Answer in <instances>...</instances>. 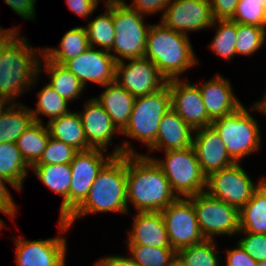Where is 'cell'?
<instances>
[{
  "mask_svg": "<svg viewBox=\"0 0 266 266\" xmlns=\"http://www.w3.org/2000/svg\"><path fill=\"white\" fill-rule=\"evenodd\" d=\"M127 205V155L113 156L100 170L88 196L65 219H59L61 233L68 232L74 222L88 214L117 212L129 214Z\"/></svg>",
  "mask_w": 266,
  "mask_h": 266,
  "instance_id": "cell-1",
  "label": "cell"
},
{
  "mask_svg": "<svg viewBox=\"0 0 266 266\" xmlns=\"http://www.w3.org/2000/svg\"><path fill=\"white\" fill-rule=\"evenodd\" d=\"M162 169L144 155H127V205L137 212H161L177 199Z\"/></svg>",
  "mask_w": 266,
  "mask_h": 266,
  "instance_id": "cell-2",
  "label": "cell"
},
{
  "mask_svg": "<svg viewBox=\"0 0 266 266\" xmlns=\"http://www.w3.org/2000/svg\"><path fill=\"white\" fill-rule=\"evenodd\" d=\"M42 55L43 49L32 47L28 39L20 36L18 31L3 46L0 64V97L12 103H19L16 99L31 90L39 79V64Z\"/></svg>",
  "mask_w": 266,
  "mask_h": 266,
  "instance_id": "cell-3",
  "label": "cell"
},
{
  "mask_svg": "<svg viewBox=\"0 0 266 266\" xmlns=\"http://www.w3.org/2000/svg\"><path fill=\"white\" fill-rule=\"evenodd\" d=\"M194 53L189 36L169 29L162 23L151 24L144 57L157 66L167 81L181 79L180 75L199 62Z\"/></svg>",
  "mask_w": 266,
  "mask_h": 266,
  "instance_id": "cell-4",
  "label": "cell"
},
{
  "mask_svg": "<svg viewBox=\"0 0 266 266\" xmlns=\"http://www.w3.org/2000/svg\"><path fill=\"white\" fill-rule=\"evenodd\" d=\"M211 126L219 134L236 163H241L243 158L261 147L259 124L244 105L230 114L214 119Z\"/></svg>",
  "mask_w": 266,
  "mask_h": 266,
  "instance_id": "cell-5",
  "label": "cell"
},
{
  "mask_svg": "<svg viewBox=\"0 0 266 266\" xmlns=\"http://www.w3.org/2000/svg\"><path fill=\"white\" fill-rule=\"evenodd\" d=\"M165 158H151L162 169L172 191L180 198H188L206 189V176L203 174L193 146L185 149L164 151Z\"/></svg>",
  "mask_w": 266,
  "mask_h": 266,
  "instance_id": "cell-6",
  "label": "cell"
},
{
  "mask_svg": "<svg viewBox=\"0 0 266 266\" xmlns=\"http://www.w3.org/2000/svg\"><path fill=\"white\" fill-rule=\"evenodd\" d=\"M128 141L117 145L105 157L107 151L89 149L78 151L70 162L71 184L69 187V215L85 200L98 173L103 166L113 157L119 155H142L134 150Z\"/></svg>",
  "mask_w": 266,
  "mask_h": 266,
  "instance_id": "cell-7",
  "label": "cell"
},
{
  "mask_svg": "<svg viewBox=\"0 0 266 266\" xmlns=\"http://www.w3.org/2000/svg\"><path fill=\"white\" fill-rule=\"evenodd\" d=\"M171 108L168 83L155 93L136 97L129 122L121 135L136 139L149 149L156 141L160 120Z\"/></svg>",
  "mask_w": 266,
  "mask_h": 266,
  "instance_id": "cell-8",
  "label": "cell"
},
{
  "mask_svg": "<svg viewBox=\"0 0 266 266\" xmlns=\"http://www.w3.org/2000/svg\"><path fill=\"white\" fill-rule=\"evenodd\" d=\"M112 20L115 38L112 44L113 58L116 62L142 58L151 27L144 23V15L132 9L127 3L112 4Z\"/></svg>",
  "mask_w": 266,
  "mask_h": 266,
  "instance_id": "cell-9",
  "label": "cell"
},
{
  "mask_svg": "<svg viewBox=\"0 0 266 266\" xmlns=\"http://www.w3.org/2000/svg\"><path fill=\"white\" fill-rule=\"evenodd\" d=\"M194 205L199 228L204 238L214 240L215 236L236 235L239 233V209L206 191L188 197Z\"/></svg>",
  "mask_w": 266,
  "mask_h": 266,
  "instance_id": "cell-10",
  "label": "cell"
},
{
  "mask_svg": "<svg viewBox=\"0 0 266 266\" xmlns=\"http://www.w3.org/2000/svg\"><path fill=\"white\" fill-rule=\"evenodd\" d=\"M266 179L265 176L255 184L240 163L213 172L206 178L205 191L212 197L220 199L240 209L249 202L253 192Z\"/></svg>",
  "mask_w": 266,
  "mask_h": 266,
  "instance_id": "cell-11",
  "label": "cell"
},
{
  "mask_svg": "<svg viewBox=\"0 0 266 266\" xmlns=\"http://www.w3.org/2000/svg\"><path fill=\"white\" fill-rule=\"evenodd\" d=\"M161 213L171 248L176 252L206 240L199 228L193 202L189 198L178 197Z\"/></svg>",
  "mask_w": 266,
  "mask_h": 266,
  "instance_id": "cell-12",
  "label": "cell"
},
{
  "mask_svg": "<svg viewBox=\"0 0 266 266\" xmlns=\"http://www.w3.org/2000/svg\"><path fill=\"white\" fill-rule=\"evenodd\" d=\"M116 63L115 82L135 98L152 94L163 88L167 80L148 58L128 59Z\"/></svg>",
  "mask_w": 266,
  "mask_h": 266,
  "instance_id": "cell-13",
  "label": "cell"
},
{
  "mask_svg": "<svg viewBox=\"0 0 266 266\" xmlns=\"http://www.w3.org/2000/svg\"><path fill=\"white\" fill-rule=\"evenodd\" d=\"M214 21L209 0H172L161 16L165 27L186 36L210 28Z\"/></svg>",
  "mask_w": 266,
  "mask_h": 266,
  "instance_id": "cell-14",
  "label": "cell"
},
{
  "mask_svg": "<svg viewBox=\"0 0 266 266\" xmlns=\"http://www.w3.org/2000/svg\"><path fill=\"white\" fill-rule=\"evenodd\" d=\"M16 238V266H66L67 241L65 236L44 240H26L24 236Z\"/></svg>",
  "mask_w": 266,
  "mask_h": 266,
  "instance_id": "cell-15",
  "label": "cell"
},
{
  "mask_svg": "<svg viewBox=\"0 0 266 266\" xmlns=\"http://www.w3.org/2000/svg\"><path fill=\"white\" fill-rule=\"evenodd\" d=\"M171 93L172 109L194 130L211 126L197 83L181 79L167 81Z\"/></svg>",
  "mask_w": 266,
  "mask_h": 266,
  "instance_id": "cell-16",
  "label": "cell"
},
{
  "mask_svg": "<svg viewBox=\"0 0 266 266\" xmlns=\"http://www.w3.org/2000/svg\"><path fill=\"white\" fill-rule=\"evenodd\" d=\"M116 63L110 52L90 46L85 52L67 61L64 66L86 88L87 82L101 86L115 82Z\"/></svg>",
  "mask_w": 266,
  "mask_h": 266,
  "instance_id": "cell-17",
  "label": "cell"
},
{
  "mask_svg": "<svg viewBox=\"0 0 266 266\" xmlns=\"http://www.w3.org/2000/svg\"><path fill=\"white\" fill-rule=\"evenodd\" d=\"M192 146L206 177L236 163L230 157L223 140L212 126L195 130Z\"/></svg>",
  "mask_w": 266,
  "mask_h": 266,
  "instance_id": "cell-18",
  "label": "cell"
},
{
  "mask_svg": "<svg viewBox=\"0 0 266 266\" xmlns=\"http://www.w3.org/2000/svg\"><path fill=\"white\" fill-rule=\"evenodd\" d=\"M84 111L78 112L84 128L85 138L92 149H101L106 151L113 136L121 135V132L114 125L112 119L104 108L96 101L90 98L85 101Z\"/></svg>",
  "mask_w": 266,
  "mask_h": 266,
  "instance_id": "cell-19",
  "label": "cell"
},
{
  "mask_svg": "<svg viewBox=\"0 0 266 266\" xmlns=\"http://www.w3.org/2000/svg\"><path fill=\"white\" fill-rule=\"evenodd\" d=\"M208 116L214 120L230 114L243 104L233 92L229 80L220 74L198 85Z\"/></svg>",
  "mask_w": 266,
  "mask_h": 266,
  "instance_id": "cell-20",
  "label": "cell"
},
{
  "mask_svg": "<svg viewBox=\"0 0 266 266\" xmlns=\"http://www.w3.org/2000/svg\"><path fill=\"white\" fill-rule=\"evenodd\" d=\"M194 133L195 130L171 108L160 120L156 141L149 150L164 152L191 147Z\"/></svg>",
  "mask_w": 266,
  "mask_h": 266,
  "instance_id": "cell-21",
  "label": "cell"
},
{
  "mask_svg": "<svg viewBox=\"0 0 266 266\" xmlns=\"http://www.w3.org/2000/svg\"><path fill=\"white\" fill-rule=\"evenodd\" d=\"M126 244L171 247L161 212H136Z\"/></svg>",
  "mask_w": 266,
  "mask_h": 266,
  "instance_id": "cell-22",
  "label": "cell"
},
{
  "mask_svg": "<svg viewBox=\"0 0 266 266\" xmlns=\"http://www.w3.org/2000/svg\"><path fill=\"white\" fill-rule=\"evenodd\" d=\"M103 87L104 91L94 99L104 108L117 129L122 132L129 122L135 97L117 82Z\"/></svg>",
  "mask_w": 266,
  "mask_h": 266,
  "instance_id": "cell-23",
  "label": "cell"
},
{
  "mask_svg": "<svg viewBox=\"0 0 266 266\" xmlns=\"http://www.w3.org/2000/svg\"><path fill=\"white\" fill-rule=\"evenodd\" d=\"M31 169L46 187L63 197L59 219L65 220L69 216L70 164L34 165Z\"/></svg>",
  "mask_w": 266,
  "mask_h": 266,
  "instance_id": "cell-24",
  "label": "cell"
},
{
  "mask_svg": "<svg viewBox=\"0 0 266 266\" xmlns=\"http://www.w3.org/2000/svg\"><path fill=\"white\" fill-rule=\"evenodd\" d=\"M50 137L72 146L77 151L92 149L85 138L84 128L78 112L70 111L47 123Z\"/></svg>",
  "mask_w": 266,
  "mask_h": 266,
  "instance_id": "cell-25",
  "label": "cell"
},
{
  "mask_svg": "<svg viewBox=\"0 0 266 266\" xmlns=\"http://www.w3.org/2000/svg\"><path fill=\"white\" fill-rule=\"evenodd\" d=\"M44 62V64H43ZM41 66L45 68L46 74H49L48 84L68 102L80 98L83 90L86 89L80 80L64 65L49 61L42 55L39 64V73L44 72Z\"/></svg>",
  "mask_w": 266,
  "mask_h": 266,
  "instance_id": "cell-26",
  "label": "cell"
},
{
  "mask_svg": "<svg viewBox=\"0 0 266 266\" xmlns=\"http://www.w3.org/2000/svg\"><path fill=\"white\" fill-rule=\"evenodd\" d=\"M241 232L266 234V179L253 192L247 204L239 209Z\"/></svg>",
  "mask_w": 266,
  "mask_h": 266,
  "instance_id": "cell-27",
  "label": "cell"
},
{
  "mask_svg": "<svg viewBox=\"0 0 266 266\" xmlns=\"http://www.w3.org/2000/svg\"><path fill=\"white\" fill-rule=\"evenodd\" d=\"M90 47L85 26H76L67 31L59 43V48L42 47L43 55L52 62L64 65Z\"/></svg>",
  "mask_w": 266,
  "mask_h": 266,
  "instance_id": "cell-28",
  "label": "cell"
},
{
  "mask_svg": "<svg viewBox=\"0 0 266 266\" xmlns=\"http://www.w3.org/2000/svg\"><path fill=\"white\" fill-rule=\"evenodd\" d=\"M33 122L30 107L21 102L12 103L0 117V143H16Z\"/></svg>",
  "mask_w": 266,
  "mask_h": 266,
  "instance_id": "cell-29",
  "label": "cell"
},
{
  "mask_svg": "<svg viewBox=\"0 0 266 266\" xmlns=\"http://www.w3.org/2000/svg\"><path fill=\"white\" fill-rule=\"evenodd\" d=\"M34 121L17 139V147L27 163L32 168L40 159L50 139L47 125Z\"/></svg>",
  "mask_w": 266,
  "mask_h": 266,
  "instance_id": "cell-30",
  "label": "cell"
},
{
  "mask_svg": "<svg viewBox=\"0 0 266 266\" xmlns=\"http://www.w3.org/2000/svg\"><path fill=\"white\" fill-rule=\"evenodd\" d=\"M27 165L15 142L0 143V175L8 179L19 190L28 175Z\"/></svg>",
  "mask_w": 266,
  "mask_h": 266,
  "instance_id": "cell-31",
  "label": "cell"
},
{
  "mask_svg": "<svg viewBox=\"0 0 266 266\" xmlns=\"http://www.w3.org/2000/svg\"><path fill=\"white\" fill-rule=\"evenodd\" d=\"M105 12L91 20L86 28V33L91 47L100 49L112 54V44L115 38V27L112 20V4L105 6Z\"/></svg>",
  "mask_w": 266,
  "mask_h": 266,
  "instance_id": "cell-32",
  "label": "cell"
},
{
  "mask_svg": "<svg viewBox=\"0 0 266 266\" xmlns=\"http://www.w3.org/2000/svg\"><path fill=\"white\" fill-rule=\"evenodd\" d=\"M215 240H205L177 251V260L181 266H221Z\"/></svg>",
  "mask_w": 266,
  "mask_h": 266,
  "instance_id": "cell-33",
  "label": "cell"
},
{
  "mask_svg": "<svg viewBox=\"0 0 266 266\" xmlns=\"http://www.w3.org/2000/svg\"><path fill=\"white\" fill-rule=\"evenodd\" d=\"M127 249L135 266H172L177 260V252L171 247L127 244Z\"/></svg>",
  "mask_w": 266,
  "mask_h": 266,
  "instance_id": "cell-34",
  "label": "cell"
},
{
  "mask_svg": "<svg viewBox=\"0 0 266 266\" xmlns=\"http://www.w3.org/2000/svg\"><path fill=\"white\" fill-rule=\"evenodd\" d=\"M38 102L36 109H30L34 121L42 123L40 114L49 117V120L69 113V103L61 97L47 82L45 86L37 92Z\"/></svg>",
  "mask_w": 266,
  "mask_h": 266,
  "instance_id": "cell-35",
  "label": "cell"
},
{
  "mask_svg": "<svg viewBox=\"0 0 266 266\" xmlns=\"http://www.w3.org/2000/svg\"><path fill=\"white\" fill-rule=\"evenodd\" d=\"M210 28H216L210 49L217 56L232 60L236 56L237 23L231 20H215Z\"/></svg>",
  "mask_w": 266,
  "mask_h": 266,
  "instance_id": "cell-36",
  "label": "cell"
},
{
  "mask_svg": "<svg viewBox=\"0 0 266 266\" xmlns=\"http://www.w3.org/2000/svg\"><path fill=\"white\" fill-rule=\"evenodd\" d=\"M266 27L237 23L236 55L252 56L264 46Z\"/></svg>",
  "mask_w": 266,
  "mask_h": 266,
  "instance_id": "cell-37",
  "label": "cell"
},
{
  "mask_svg": "<svg viewBox=\"0 0 266 266\" xmlns=\"http://www.w3.org/2000/svg\"><path fill=\"white\" fill-rule=\"evenodd\" d=\"M231 21L266 27V0H239Z\"/></svg>",
  "mask_w": 266,
  "mask_h": 266,
  "instance_id": "cell-38",
  "label": "cell"
},
{
  "mask_svg": "<svg viewBox=\"0 0 266 266\" xmlns=\"http://www.w3.org/2000/svg\"><path fill=\"white\" fill-rule=\"evenodd\" d=\"M77 152L72 146L50 137L35 165L70 164Z\"/></svg>",
  "mask_w": 266,
  "mask_h": 266,
  "instance_id": "cell-39",
  "label": "cell"
},
{
  "mask_svg": "<svg viewBox=\"0 0 266 266\" xmlns=\"http://www.w3.org/2000/svg\"><path fill=\"white\" fill-rule=\"evenodd\" d=\"M245 236L237 242L257 262L266 260V234L242 232Z\"/></svg>",
  "mask_w": 266,
  "mask_h": 266,
  "instance_id": "cell-40",
  "label": "cell"
},
{
  "mask_svg": "<svg viewBox=\"0 0 266 266\" xmlns=\"http://www.w3.org/2000/svg\"><path fill=\"white\" fill-rule=\"evenodd\" d=\"M171 2L172 0H132V5L129 6L138 13L147 16L158 12L164 14L167 5Z\"/></svg>",
  "mask_w": 266,
  "mask_h": 266,
  "instance_id": "cell-41",
  "label": "cell"
},
{
  "mask_svg": "<svg viewBox=\"0 0 266 266\" xmlns=\"http://www.w3.org/2000/svg\"><path fill=\"white\" fill-rule=\"evenodd\" d=\"M236 245V248L223 250L222 253L227 254L225 266H257V261L252 259L238 242Z\"/></svg>",
  "mask_w": 266,
  "mask_h": 266,
  "instance_id": "cell-42",
  "label": "cell"
},
{
  "mask_svg": "<svg viewBox=\"0 0 266 266\" xmlns=\"http://www.w3.org/2000/svg\"><path fill=\"white\" fill-rule=\"evenodd\" d=\"M239 0H209L215 20H231Z\"/></svg>",
  "mask_w": 266,
  "mask_h": 266,
  "instance_id": "cell-43",
  "label": "cell"
},
{
  "mask_svg": "<svg viewBox=\"0 0 266 266\" xmlns=\"http://www.w3.org/2000/svg\"><path fill=\"white\" fill-rule=\"evenodd\" d=\"M4 2L24 20H35L36 0H4Z\"/></svg>",
  "mask_w": 266,
  "mask_h": 266,
  "instance_id": "cell-44",
  "label": "cell"
},
{
  "mask_svg": "<svg viewBox=\"0 0 266 266\" xmlns=\"http://www.w3.org/2000/svg\"><path fill=\"white\" fill-rule=\"evenodd\" d=\"M68 8L82 18H89L97 10L99 3L95 0H66Z\"/></svg>",
  "mask_w": 266,
  "mask_h": 266,
  "instance_id": "cell-45",
  "label": "cell"
},
{
  "mask_svg": "<svg viewBox=\"0 0 266 266\" xmlns=\"http://www.w3.org/2000/svg\"><path fill=\"white\" fill-rule=\"evenodd\" d=\"M5 183L11 185L17 191L19 190L12 184V182L0 175V204L4 206L14 218H16L18 207Z\"/></svg>",
  "mask_w": 266,
  "mask_h": 266,
  "instance_id": "cell-46",
  "label": "cell"
},
{
  "mask_svg": "<svg viewBox=\"0 0 266 266\" xmlns=\"http://www.w3.org/2000/svg\"><path fill=\"white\" fill-rule=\"evenodd\" d=\"M95 266H135L130 256L109 255L103 256L95 263Z\"/></svg>",
  "mask_w": 266,
  "mask_h": 266,
  "instance_id": "cell-47",
  "label": "cell"
},
{
  "mask_svg": "<svg viewBox=\"0 0 266 266\" xmlns=\"http://www.w3.org/2000/svg\"><path fill=\"white\" fill-rule=\"evenodd\" d=\"M18 31V27L16 28V26L8 30L0 27V47L5 46Z\"/></svg>",
  "mask_w": 266,
  "mask_h": 266,
  "instance_id": "cell-48",
  "label": "cell"
},
{
  "mask_svg": "<svg viewBox=\"0 0 266 266\" xmlns=\"http://www.w3.org/2000/svg\"><path fill=\"white\" fill-rule=\"evenodd\" d=\"M265 94H266V92H265ZM249 110L251 111H259V112H261L263 115H265L266 116V95L263 97V99H261L260 101L258 100V101H256L255 103H254V105H252L250 108H249Z\"/></svg>",
  "mask_w": 266,
  "mask_h": 266,
  "instance_id": "cell-49",
  "label": "cell"
},
{
  "mask_svg": "<svg viewBox=\"0 0 266 266\" xmlns=\"http://www.w3.org/2000/svg\"><path fill=\"white\" fill-rule=\"evenodd\" d=\"M12 104L6 98L0 97V117L7 110V108Z\"/></svg>",
  "mask_w": 266,
  "mask_h": 266,
  "instance_id": "cell-50",
  "label": "cell"
},
{
  "mask_svg": "<svg viewBox=\"0 0 266 266\" xmlns=\"http://www.w3.org/2000/svg\"><path fill=\"white\" fill-rule=\"evenodd\" d=\"M0 212H2L3 214L7 215L9 218H11V220L14 221V217L11 215V213L4 207L0 204ZM5 224L3 222V220L0 218V230L2 228H4Z\"/></svg>",
  "mask_w": 266,
  "mask_h": 266,
  "instance_id": "cell-51",
  "label": "cell"
},
{
  "mask_svg": "<svg viewBox=\"0 0 266 266\" xmlns=\"http://www.w3.org/2000/svg\"><path fill=\"white\" fill-rule=\"evenodd\" d=\"M125 0H109V5L111 4H124Z\"/></svg>",
  "mask_w": 266,
  "mask_h": 266,
  "instance_id": "cell-52",
  "label": "cell"
},
{
  "mask_svg": "<svg viewBox=\"0 0 266 266\" xmlns=\"http://www.w3.org/2000/svg\"><path fill=\"white\" fill-rule=\"evenodd\" d=\"M257 266H266V260L257 262Z\"/></svg>",
  "mask_w": 266,
  "mask_h": 266,
  "instance_id": "cell-53",
  "label": "cell"
},
{
  "mask_svg": "<svg viewBox=\"0 0 266 266\" xmlns=\"http://www.w3.org/2000/svg\"><path fill=\"white\" fill-rule=\"evenodd\" d=\"M97 3L100 2V0H95ZM104 3V6L109 5V0H102Z\"/></svg>",
  "mask_w": 266,
  "mask_h": 266,
  "instance_id": "cell-54",
  "label": "cell"
},
{
  "mask_svg": "<svg viewBox=\"0 0 266 266\" xmlns=\"http://www.w3.org/2000/svg\"><path fill=\"white\" fill-rule=\"evenodd\" d=\"M3 47H0V64L2 63Z\"/></svg>",
  "mask_w": 266,
  "mask_h": 266,
  "instance_id": "cell-55",
  "label": "cell"
},
{
  "mask_svg": "<svg viewBox=\"0 0 266 266\" xmlns=\"http://www.w3.org/2000/svg\"><path fill=\"white\" fill-rule=\"evenodd\" d=\"M172 266H181L179 263L175 262Z\"/></svg>",
  "mask_w": 266,
  "mask_h": 266,
  "instance_id": "cell-56",
  "label": "cell"
}]
</instances>
